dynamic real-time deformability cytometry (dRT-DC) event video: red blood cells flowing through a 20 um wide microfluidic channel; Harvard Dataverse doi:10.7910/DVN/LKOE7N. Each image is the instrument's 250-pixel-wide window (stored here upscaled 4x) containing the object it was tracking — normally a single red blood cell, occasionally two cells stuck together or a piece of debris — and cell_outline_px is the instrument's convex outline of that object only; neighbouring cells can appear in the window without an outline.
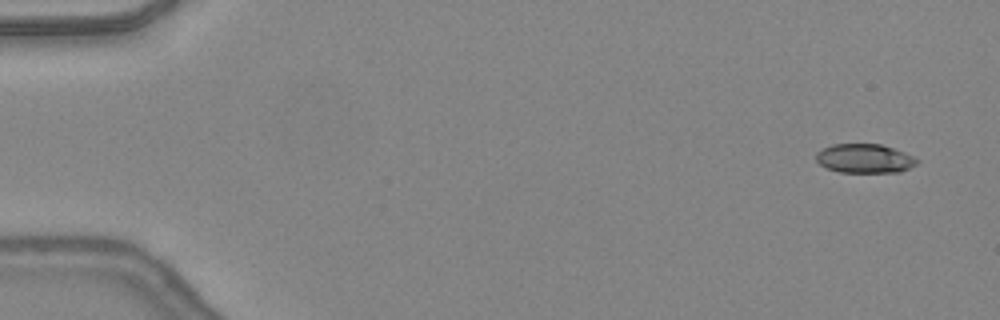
{"species": "common noctule bat (a hibernating species)", "species_latin": "Nyctalus noctula", "temperature_condition": "warm", "stored_images_in_passage": 28, "camera_frame_rate_fps": 3000, "um_per_image_px": 0.085, "animal": {"sex": "female", "body_mass_g": 24.6, "forearm_length_mm": 56.2}, "frame": {"image": 1, "passage_image": 1, "time_ms": 0.0, "image_size_px": [1000, 320], "cell_outline_px": [[916, 164], [900, 172], [840, 172], [828, 168], [820, 164], [816, 160], [816, 152], [832, 144], [880, 144], [904, 152], [912, 156], [916, 160]], "centroid_in_image_um": [73.46, 13.47], "position_along_channel_um": 11.5, "area_um2": 16.82}}
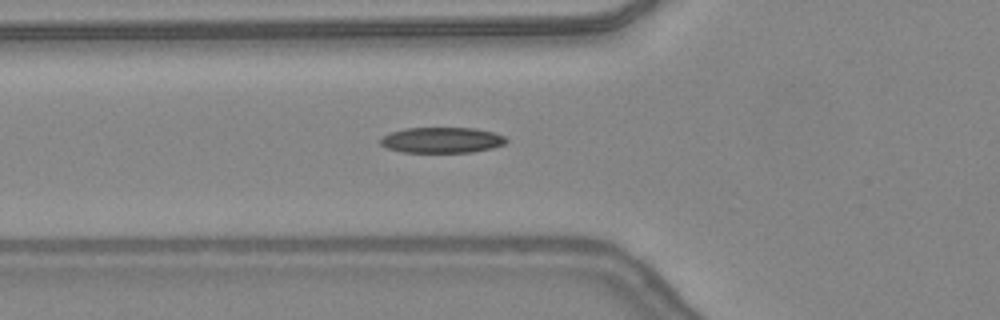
{"frame": {"image": 2, "passage_image": 16, "time_ms": 5.0, "image_size_px": [1000, 320], "cell_outline_px": [[508, 140], [504, 144], [492, 148], [472, 152], [400, 152], [388, 148], [380, 144], [380, 140], [384, 136], [392, 132], [404, 128], [476, 128], [492, 132], [504, 136]], "centroid_in_image_um": [37.56, 11.91], "position_along_channel_um": 88.2, "area_um2": 18.73}}
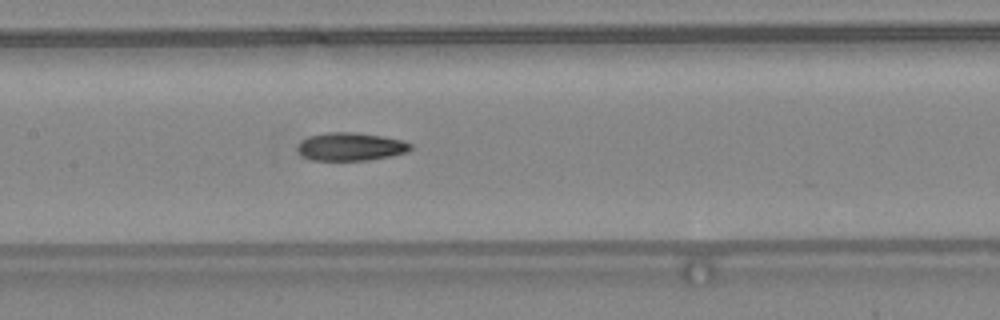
{"frame": {"image": 3, "passage_image": 22, "time_ms": 7.0, "image_size_px": [1000, 320], "cell_outline_px": [[412, 148], [408, 152], [392, 156], [368, 160], [312, 160], [296, 152], [296, 148], [308, 136], [324, 132], [356, 132], [380, 136], [400, 140], [412, 144]], "centroid_in_image_um": [29.8, 12.47], "position_along_channel_um": 177.6, "area_um2": 18.5}}